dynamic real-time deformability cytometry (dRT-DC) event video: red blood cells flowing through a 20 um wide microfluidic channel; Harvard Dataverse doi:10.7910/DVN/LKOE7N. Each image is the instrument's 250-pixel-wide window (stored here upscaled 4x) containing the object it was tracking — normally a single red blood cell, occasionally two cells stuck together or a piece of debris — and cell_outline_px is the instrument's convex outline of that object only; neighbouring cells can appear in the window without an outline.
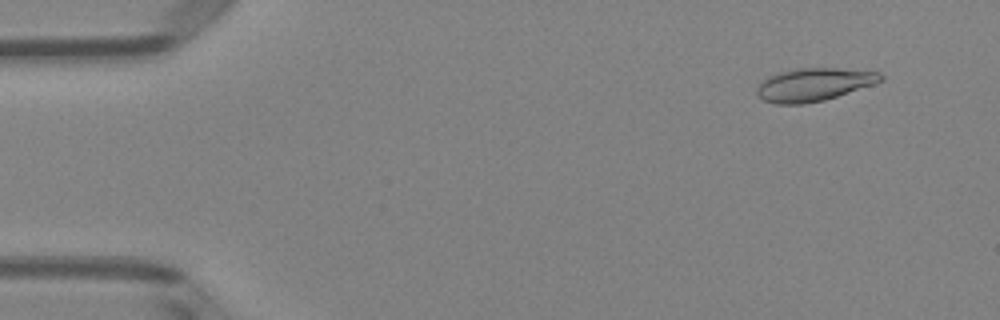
{"species": "Egyptian fruit bat (a non-hibernating species)", "species_latin": "Rousettus aegyptiacus", "temperature_condition": "room temperature", "stored_images_in_passage": 51, "camera_frame_rate_fps": 3000, "um_per_image_px": 0.085, "animal": {"sex": "female"}, "frame": {"image": 1, "passage_image": 4, "time_ms": 1.0, "image_size_px": [1000, 320], "cell_outline_px": [[884, 80], [824, 100], [804, 104], [776, 104], [764, 100], [756, 96], [756, 88], [768, 76], [776, 72], [800, 68], [836, 68], [880, 72], [884, 76]], "centroid_in_image_um": [69.13, 7.18], "position_along_channel_um": 15.9, "area_um2": 23.7}}
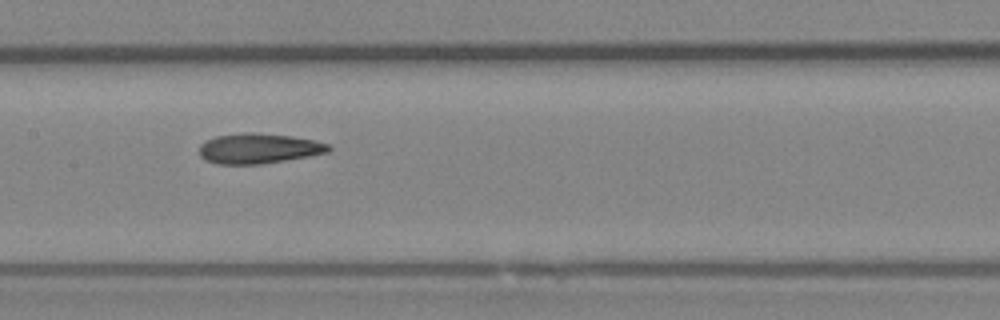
{"frame": {"image": 2, "passage_image": 25, "time_ms": 8.0, "image_size_px": [1000, 320], "cell_outline_px": [[332, 148], [328, 152], [308, 156], [260, 164], [216, 164], [204, 160], [200, 156], [200, 144], [204, 140], [216, 136], [244, 132], [252, 132], [292, 136], [316, 140], [328, 144]], "centroid_in_image_um": [21.96, 12.61], "position_along_channel_um": 185.4, "area_um2": 22.83}}
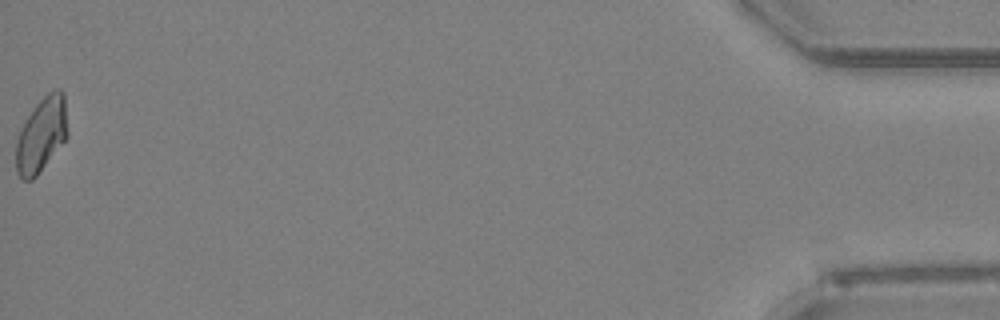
{"frame": {"image": 3, "passage_image": 51, "time_ms": 16.667, "image_size_px": [1000, 320], "cell_outline_px": [[68, 136], [36, 176], [32, 180], [24, 180], [16, 172], [16, 140], [20, 128], [36, 104], [48, 92], [56, 88], [60, 88], [64, 92], [68, 132]], "centroid_in_image_um": [3.53, 11.43], "position_along_channel_um": 431.7, "area_um2": 22.43}, "authors_computed_cell_mechanics": {"area_um2": 22.5998, "velocity_mm_per_s": 3.976, "shape_relaxation_time_tau1_ms": null, "shape_relaxation_time_tau2_ms": 3.945, "deformation_change_tau1": null, "deformation_change_tau2": 0.0976}}